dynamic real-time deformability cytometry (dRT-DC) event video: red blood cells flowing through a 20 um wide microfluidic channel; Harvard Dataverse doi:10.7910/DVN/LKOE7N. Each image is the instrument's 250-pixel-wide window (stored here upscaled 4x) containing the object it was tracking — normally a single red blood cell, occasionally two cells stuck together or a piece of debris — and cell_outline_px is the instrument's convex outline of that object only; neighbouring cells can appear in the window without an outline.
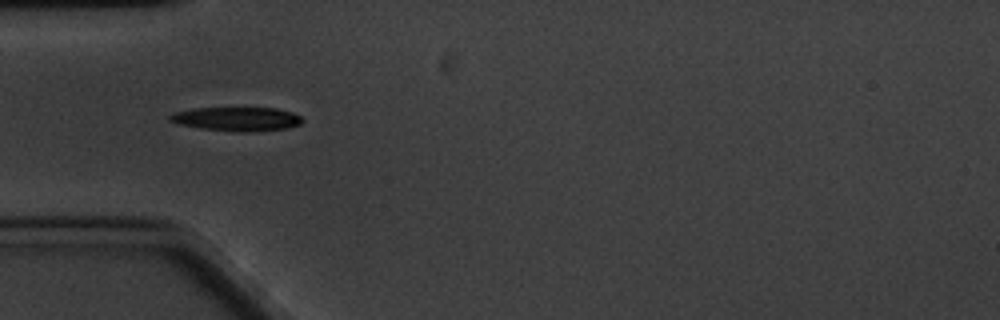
{"species": "common noctule bat (a hibernating species)", "species_latin": "Nyctalus noctula", "temperature_condition": "cold", "stored_images_in_passage": 61, "camera_frame_rate_fps": 3000, "um_per_image_px": 0.085, "animal": {"sex": "male", "body_mass_g": 20.1, "forearm_length_mm": 53.5}, "frame": {"image": 1, "passage_image": 18, "time_ms": 5.667, "image_size_px": [1000, 320], "cell_outline_px": [[304, 120], [300, 124], [288, 128], [252, 132], [236, 132], [200, 128], [180, 124], [168, 120], [168, 116], [172, 112], [192, 108], [276, 108], [292, 112], [300, 116]], "centroid_in_image_um": [20.12, 10.11], "position_along_channel_um": 64.9, "area_um2": 18.67}, "authors_computed_cell_mechanics": {"area_um2": 17.629, "velocity_mm_per_s": 3.2652, "shape_relaxation_time_tau1_ms": 2.145, "shape_relaxation_time_tau2_ms": null, "deformation_change_tau1": 0.1026, "deformation_change_tau2": null}}